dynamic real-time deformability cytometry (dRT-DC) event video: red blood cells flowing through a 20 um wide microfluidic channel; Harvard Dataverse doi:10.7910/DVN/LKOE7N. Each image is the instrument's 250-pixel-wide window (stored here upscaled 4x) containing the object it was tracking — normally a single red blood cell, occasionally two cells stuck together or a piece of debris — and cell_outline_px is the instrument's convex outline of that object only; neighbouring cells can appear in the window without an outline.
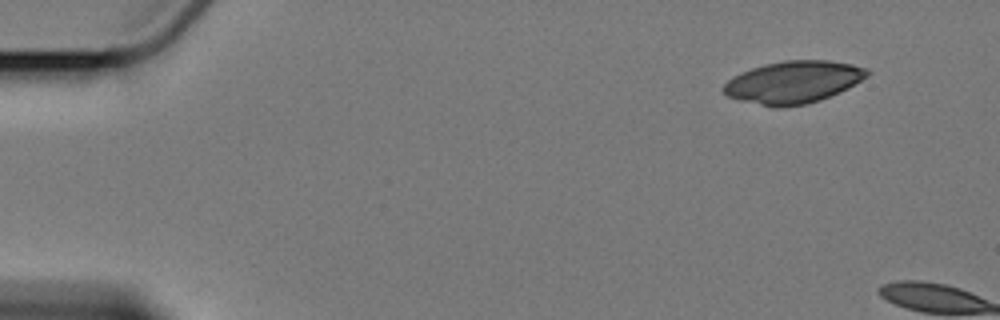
{"species": "Egyptian fruit bat (a non-hibernating species)", "species_latin": "Rousettus aegyptiacus", "temperature_condition": "cold", "stored_images_in_passage": 2, "camera_frame_rate_fps": 3000, "um_per_image_px": 0.085, "animal": {"sex": "female"}, "frame": {"image": 1, "passage_image": 1, "time_ms": 0.0, "image_size_px": [1000, 320], "cell_outline_px": [[872, 72], [868, 76], [848, 88], [840, 92], [820, 100], [804, 104], [780, 108], [776, 108], [740, 100], [728, 96], [720, 88], [732, 76], [740, 72], [764, 64], [784, 60], [828, 60], [852, 64], [868, 68]], "centroid_in_image_um": [67.44, 6.97], "position_along_channel_um": 17.6, "area_um2": 35.6}}